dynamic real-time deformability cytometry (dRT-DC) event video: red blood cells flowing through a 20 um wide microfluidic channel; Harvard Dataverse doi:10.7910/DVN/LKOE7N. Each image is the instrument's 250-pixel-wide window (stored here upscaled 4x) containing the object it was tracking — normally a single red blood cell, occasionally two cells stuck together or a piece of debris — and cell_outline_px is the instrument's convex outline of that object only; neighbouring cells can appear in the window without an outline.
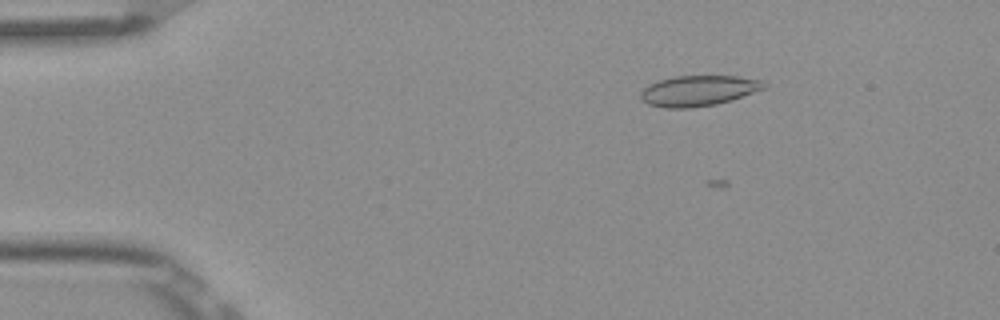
{"species": "Egyptian fruit bat (a non-hibernating species)", "species_latin": "Rousettus aegyptiacus", "temperature_condition": "room temperature", "stored_images_in_passage": 19, "camera_frame_rate_fps": 3000, "um_per_image_px": 0.085, "frame": {"image": 1, "passage_image": 10, "time_ms": 3.0, "image_size_px": [1000, 320], "cell_outline_px": [[768, 84], [764, 88], [732, 100], [716, 104], [692, 108], [664, 108], [648, 104], [640, 96], [640, 92], [648, 84], [660, 80], [676, 76], [736, 76], [764, 80]], "centroid_in_image_um": [59.38, 7.71], "position_along_channel_um": 25.6, "area_um2": 21.96}}
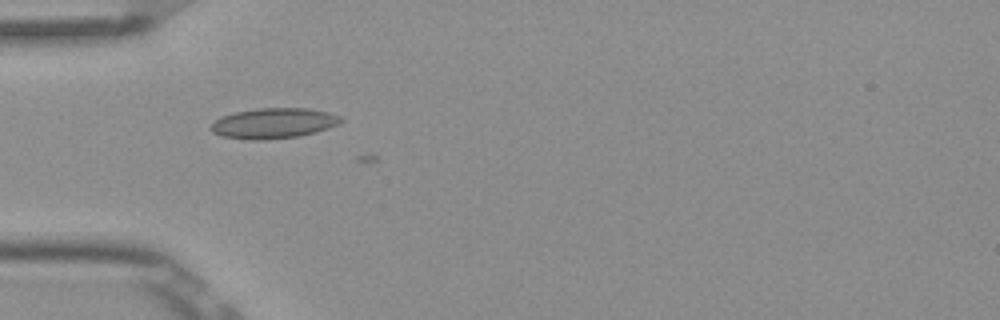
{"frame": {"image": 2, "passage_image": 18, "time_ms": 5.667, "image_size_px": [1000, 320], "cell_outline_px": [[344, 120], [340, 124], [316, 132], [300, 136], [264, 140], [252, 140], [220, 136], [212, 132], [208, 128], [220, 116], [236, 112], [256, 108], [308, 108], [328, 112], [340, 116]], "centroid_in_image_um": [23.25, 10.48], "position_along_channel_um": 61.7, "area_um2": 23.24}}